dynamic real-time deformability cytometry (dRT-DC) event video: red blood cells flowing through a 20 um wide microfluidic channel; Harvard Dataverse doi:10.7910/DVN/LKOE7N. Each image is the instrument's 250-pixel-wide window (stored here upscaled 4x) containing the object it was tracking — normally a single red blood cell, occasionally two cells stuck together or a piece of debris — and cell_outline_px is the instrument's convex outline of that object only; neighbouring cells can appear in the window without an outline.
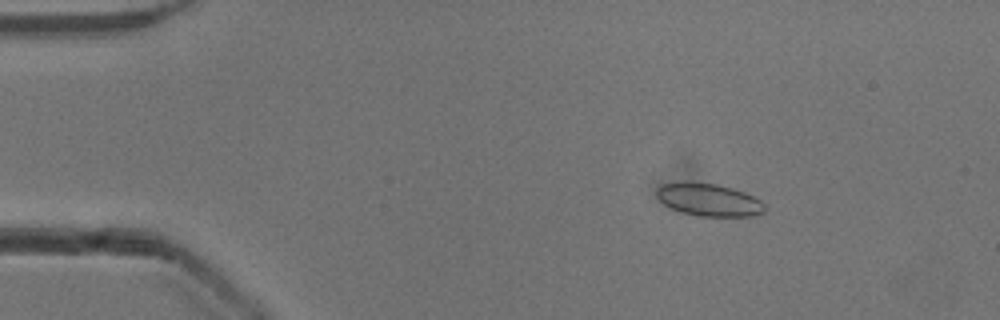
{"species": "common noctule bat (a hibernating species)", "species_latin": "Nyctalus noctula", "temperature_condition": "cold", "stored_images_in_passage": 49, "camera_frame_rate_fps": 3000, "um_per_image_px": 0.085, "animal": {"sex": "male", "body_mass_g": 13.3}, "frame": {"image": 1, "passage_image": 5, "time_ms": 1.333, "image_size_px": [1000, 320], "cell_outline_px": [[764, 212], [752, 216], [700, 216], [680, 212], [664, 204], [656, 196], [656, 188], [664, 184], [716, 184], [732, 188], [744, 192], [760, 200], [764, 204]], "centroid_in_image_um": [60.27, 17.02], "position_along_channel_um": 24.7, "area_um2": 19.88}}
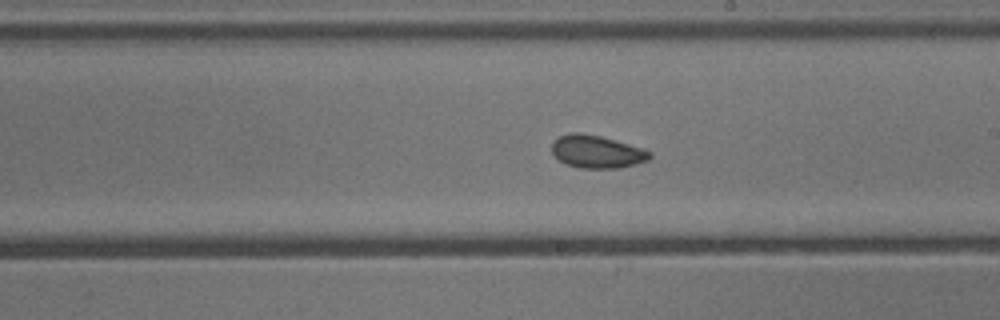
{"frame": {"image": 2, "passage_image": 27, "time_ms": 8.667, "image_size_px": [1000, 320], "cell_outline_px": [[652, 156], [648, 160], [636, 164], [620, 168], [580, 168], [568, 164], [560, 160], [552, 152], [552, 140], [560, 136], [572, 132], [580, 132], [600, 136], [628, 144], [652, 152]], "centroid_in_image_um": [50.72, 12.89], "position_along_channel_um": 238.3, "area_um2": 18.55}}
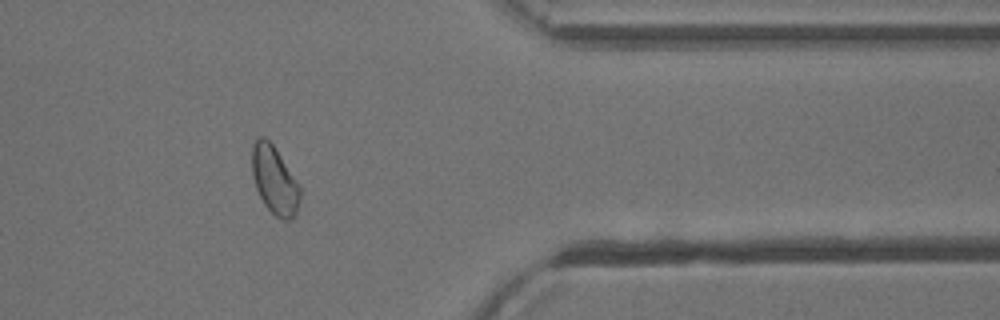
{"frame": {"image": 3, "passage_image": 40, "time_ms": 13.0, "image_size_px": [1000, 320], "cell_outline_px": [[300, 200], [296, 216], [288, 220], [284, 220], [276, 216], [264, 204], [256, 188], [252, 176], [252, 144], [260, 136], [264, 136], [272, 144], [300, 184]], "centroid_in_image_um": [23.34, 15.33], "position_along_channel_um": 388.1, "area_um2": 19.07}, "authors_computed_cell_mechanics": {"area_um2": 19.074, "velocity_mm_per_s": 3.8906, "shape_relaxation_time_tau1_ms": null, "shape_relaxation_time_tau2_ms": 2.7734, "deformation_change_tau1": null, "deformation_change_tau2": 0.0556}}